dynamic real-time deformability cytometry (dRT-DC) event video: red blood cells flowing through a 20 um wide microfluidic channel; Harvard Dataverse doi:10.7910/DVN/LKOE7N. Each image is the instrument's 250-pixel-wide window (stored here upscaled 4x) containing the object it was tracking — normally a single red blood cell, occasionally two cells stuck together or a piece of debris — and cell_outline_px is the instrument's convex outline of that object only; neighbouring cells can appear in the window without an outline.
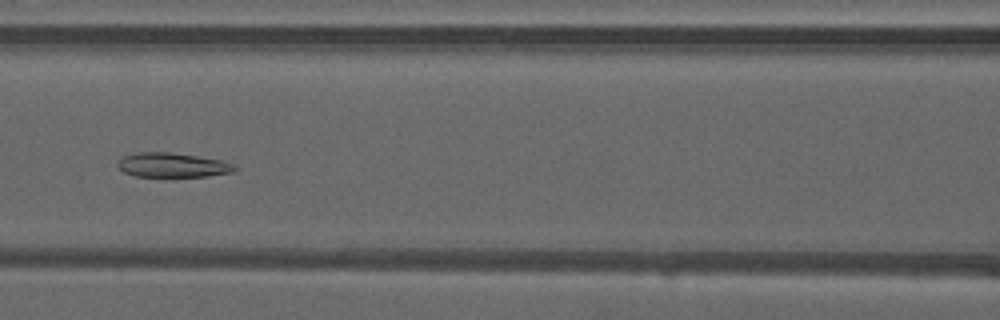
{"species": "common noctule bat (a hibernating species)", "species_latin": "Nyctalus noctula", "temperature_condition": "warm", "stored_images_in_passage": 34, "camera_frame_rate_fps": 3000, "um_per_image_px": 0.085, "animal": {"sex": "male", "forearm_length_mm": 52.5}, "frame": {"image": 1, "passage_image": 7, "time_ms": 2.0, "image_size_px": [1000, 320], "cell_outline_px": [[240, 168], [232, 172], [208, 176], [164, 180], [136, 176], [124, 172], [116, 164], [124, 156], [140, 152], [168, 152], [196, 156], [220, 160], [236, 164]], "centroid_in_image_um": [14.69, 14.09], "position_along_channel_um": 151.9, "area_um2": 17.51}}
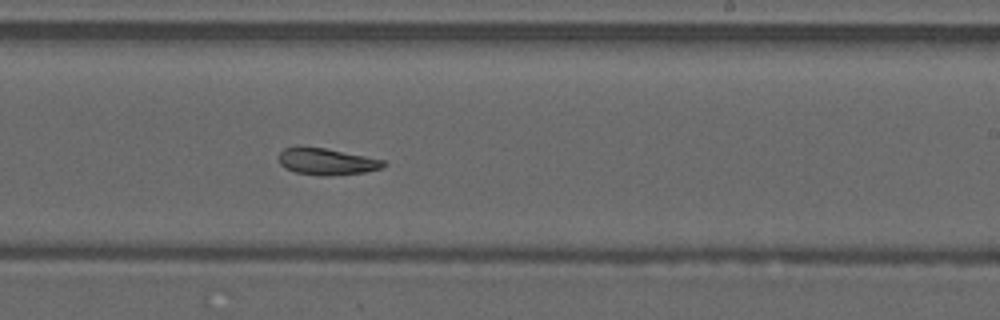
{"frame": {"image": 2, "passage_image": 15, "time_ms": 4.667, "image_size_px": [1000, 320], "cell_outline_px": [[388, 164], [380, 168], [364, 172], [332, 176], [320, 176], [296, 172], [280, 164], [280, 152], [284, 148], [324, 148], [384, 160]], "centroid_in_image_um": [27.81, 13.76], "position_along_channel_um": 261.2, "area_um2": 15.78}}
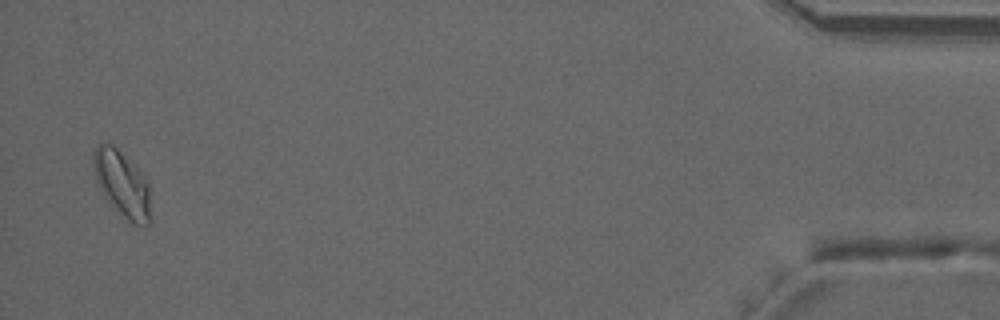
{"frame": {"image": 3, "passage_image": 33, "time_ms": 10.667, "image_size_px": [1000, 320], "cell_outline_px": [[152, 220], [144, 228], [132, 224], [104, 196], [96, 180], [92, 168], [92, 156], [96, 144], [104, 140], [112, 144], [144, 176], [148, 184], [152, 216]], "centroid_in_image_um": [10.38, 15.64], "position_along_channel_um": 424.8, "area_um2": 22.2}, "authors_computed_cell_mechanics": {"area_um2": 17.2244, "velocity_mm_per_s": 4.1199, "shape_relaxation_time_tau1_ms": null, "shape_relaxation_time_tau2_ms": 3.7808, "deformation_change_tau1": null, "deformation_change_tau2": 0.09}}